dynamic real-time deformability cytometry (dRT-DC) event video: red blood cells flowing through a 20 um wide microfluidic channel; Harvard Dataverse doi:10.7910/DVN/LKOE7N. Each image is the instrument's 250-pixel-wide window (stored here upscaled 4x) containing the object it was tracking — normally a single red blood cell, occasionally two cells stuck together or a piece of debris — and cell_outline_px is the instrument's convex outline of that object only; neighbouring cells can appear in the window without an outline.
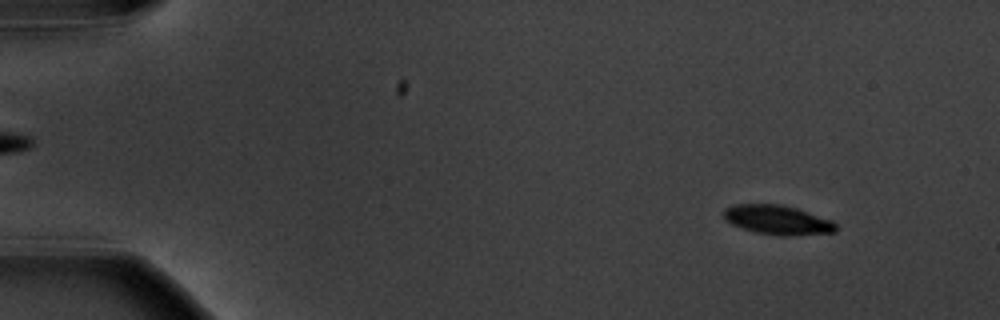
{"species": "common noctule bat (a hibernating species)", "species_latin": "Nyctalus noctula", "temperature_condition": "warm", "stored_images_in_passage": 6, "camera_frame_rate_fps": 3000, "um_per_image_px": 0.085, "animal": {"sex": "male", "body_mass_g": 20.1, "forearm_length_mm": 53.5}, "frame": {"image": 1, "passage_image": 2, "time_ms": 2.0, "image_size_px": [1000, 320], "cell_outline_px": [[836, 232], [788, 236], [780, 236], [756, 232], [732, 224], [724, 220], [724, 208], [732, 204], [780, 204], [796, 208], [832, 220], [836, 224]], "centroid_in_image_um": [66.08, 18.69], "position_along_channel_um": 18.9, "area_um2": 19.19}}